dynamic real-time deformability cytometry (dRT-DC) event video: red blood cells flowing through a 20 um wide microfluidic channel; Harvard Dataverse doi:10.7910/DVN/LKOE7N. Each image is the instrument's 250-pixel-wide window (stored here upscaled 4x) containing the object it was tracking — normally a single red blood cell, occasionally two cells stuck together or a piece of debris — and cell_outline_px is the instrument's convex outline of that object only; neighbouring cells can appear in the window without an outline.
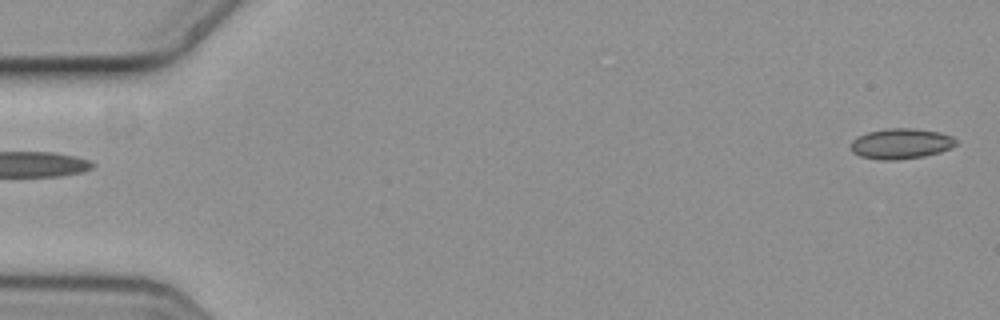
{"species": "common noctule bat (a hibernating species)", "species_latin": "Nyctalus noctula", "temperature_condition": "cold", "stored_images_in_passage": 5, "camera_frame_rate_fps": 3000, "um_per_image_px": 0.085, "animal": {"sex": "female", "body_mass_g": 19.3, "forearm_length_mm": 54.1}, "frame": {"image": 1, "passage_image": 5, "time_ms": 1.333, "image_size_px": [1000, 320], "cell_outline_px": [[956, 144], [952, 148], [940, 152], [924, 156], [896, 160], [880, 160], [860, 156], [852, 152], [852, 140], [856, 136], [868, 132], [888, 128], [916, 128], [940, 132], [952, 136], [956, 140]], "centroid_in_image_um": [76.59, 12.21], "position_along_channel_um": 8.4, "area_um2": 18.79}}